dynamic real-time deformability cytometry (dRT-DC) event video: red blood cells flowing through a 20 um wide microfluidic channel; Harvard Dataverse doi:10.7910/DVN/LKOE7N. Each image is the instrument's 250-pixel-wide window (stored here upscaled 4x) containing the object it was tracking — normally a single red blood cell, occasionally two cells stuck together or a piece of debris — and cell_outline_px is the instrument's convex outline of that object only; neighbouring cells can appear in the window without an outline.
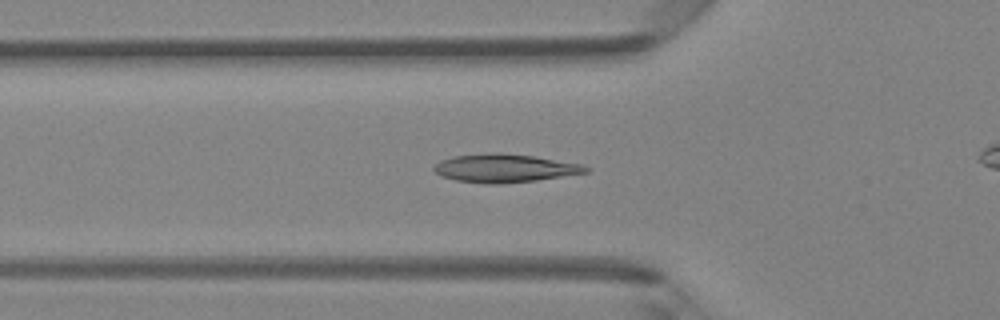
{"species": "Egyptian fruit bat (a non-hibernating species)", "species_latin": "Rousettus aegyptiacus", "temperature_condition": "room temperature", "stored_images_in_passage": 38, "camera_frame_rate_fps": 3000, "um_per_image_px": 0.085, "animal": {"sex": "female"}, "frame": {"image": 1, "passage_image": 12, "time_ms": 3.667, "image_size_px": [1000, 320], "cell_outline_px": [[592, 168], [588, 172], [536, 180], [500, 184], [484, 184], [456, 180], [440, 176], [432, 168], [440, 160], [452, 156], [496, 152], [532, 156], [580, 164]], "centroid_in_image_um": [42.85, 14.3], "position_along_channel_um": 82.9, "area_um2": 24.91}}
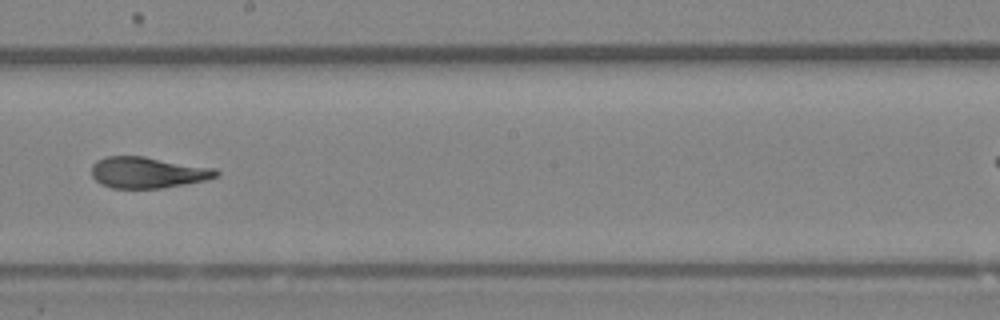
{"frame": {"image": 2, "passage_image": 23, "time_ms": 7.333, "image_size_px": [1000, 320], "cell_outline_px": [[220, 176], [208, 180], [160, 188], [112, 188], [100, 184], [92, 176], [92, 164], [96, 160], [104, 156], [144, 156], [216, 168], [220, 172]], "centroid_in_image_um": [12.58, 14.65], "position_along_channel_um": 235.6, "area_um2": 22.89}}
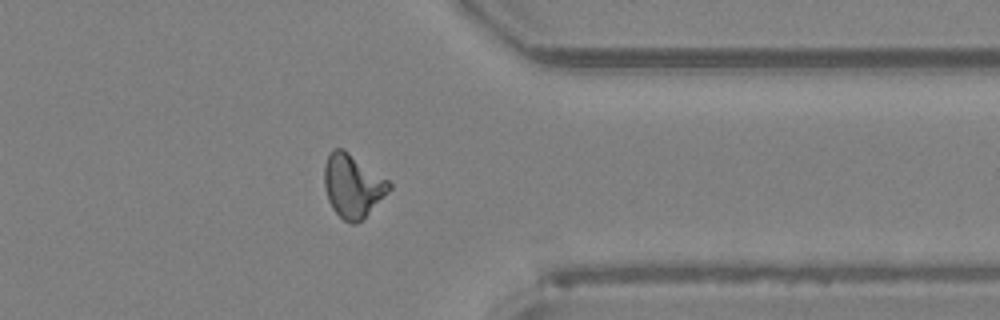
{"frame": {"image": 3, "passage_image": 34, "time_ms": 11.0, "image_size_px": [1000, 320], "cell_outline_px": [[392, 188], [356, 224], [352, 224], [344, 220], [332, 208], [328, 200], [324, 188], [324, 164], [332, 148], [344, 148], [388, 180], [392, 184]], "centroid_in_image_um": [29.95, 15.76], "position_along_channel_um": 381.5, "area_um2": 23.7}, "authors_computed_cell_mechanics": {"area_um2": 23.0044, "velocity_mm_per_s": 4.1786, "shape_relaxation_time_tau1_ms": null, "shape_relaxation_time_tau2_ms": 1.5937, "deformation_change_tau1": null, "deformation_change_tau2": 0.0761}}